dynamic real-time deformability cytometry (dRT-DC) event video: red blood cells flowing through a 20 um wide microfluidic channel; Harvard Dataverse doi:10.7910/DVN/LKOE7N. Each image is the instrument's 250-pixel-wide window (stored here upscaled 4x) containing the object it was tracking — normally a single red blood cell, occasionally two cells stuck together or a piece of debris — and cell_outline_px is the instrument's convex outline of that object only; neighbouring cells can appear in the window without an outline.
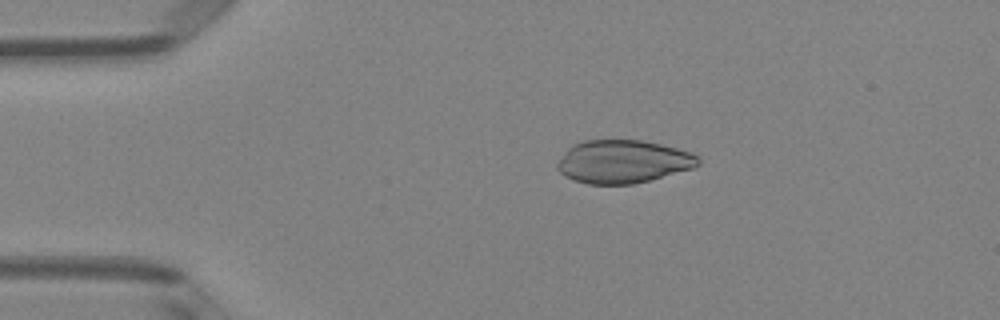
{"species": "Egyptian fruit bat (a non-hibernating species)", "species_latin": "Rousettus aegyptiacus", "temperature_condition": "room temperature", "stored_images_in_passage": 48, "camera_frame_rate_fps": 3000, "um_per_image_px": 0.085, "animal": {"sex": "female"}, "frame": {"image": 1, "passage_image": 8, "time_ms": 2.333, "image_size_px": [1000, 320], "cell_outline_px": [[700, 164], [692, 168], [648, 180], [632, 184], [588, 184], [564, 176], [556, 168], [556, 164], [568, 148], [572, 144], [584, 140], [640, 140], [660, 144], [676, 148], [700, 156]], "centroid_in_image_um": [52.93, 13.73], "position_along_channel_um": 32.1, "area_um2": 35.14}}
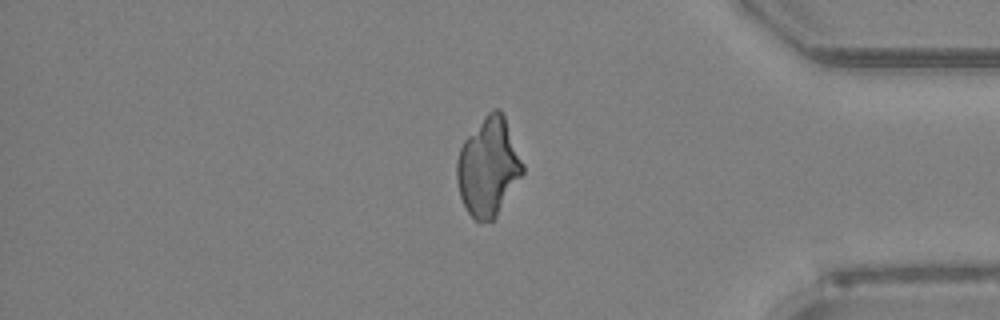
{"frame": {"image": 2, "passage_image": 40, "time_ms": 13.0, "image_size_px": [1000, 320], "cell_outline_px": [[524, 172], [496, 216], [492, 220], [476, 220], [468, 212], [460, 196], [456, 180], [456, 160], [460, 148], [464, 140], [484, 116], [492, 108], [500, 108], [504, 116], [524, 164]], "centroid_in_image_um": [41.5, 14.16], "position_along_channel_um": 393.7, "area_um2": 37.4}}
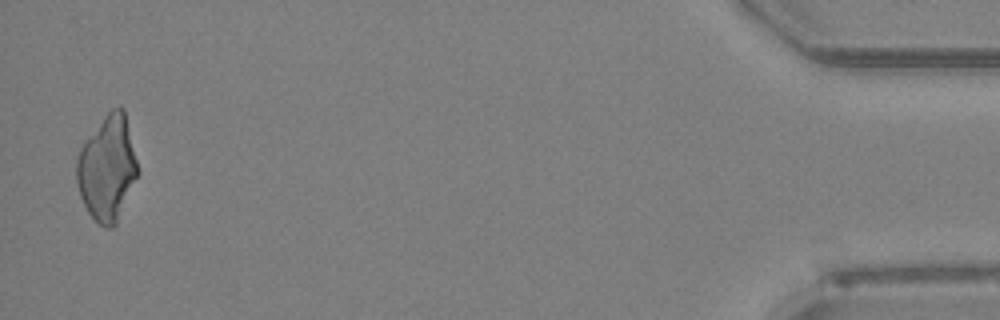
{"frame": {"image": 3, "passage_image": 47, "time_ms": 15.333, "image_size_px": [1000, 320], "cell_outline_px": [[140, 172], [116, 224], [112, 228], [104, 228], [88, 212], [80, 196], [76, 180], [76, 160], [80, 148], [84, 140], [104, 116], [112, 108], [120, 104], [124, 108]], "centroid_in_image_um": [9.13, 14.28], "position_along_channel_um": 426.1, "area_um2": 37.74}}